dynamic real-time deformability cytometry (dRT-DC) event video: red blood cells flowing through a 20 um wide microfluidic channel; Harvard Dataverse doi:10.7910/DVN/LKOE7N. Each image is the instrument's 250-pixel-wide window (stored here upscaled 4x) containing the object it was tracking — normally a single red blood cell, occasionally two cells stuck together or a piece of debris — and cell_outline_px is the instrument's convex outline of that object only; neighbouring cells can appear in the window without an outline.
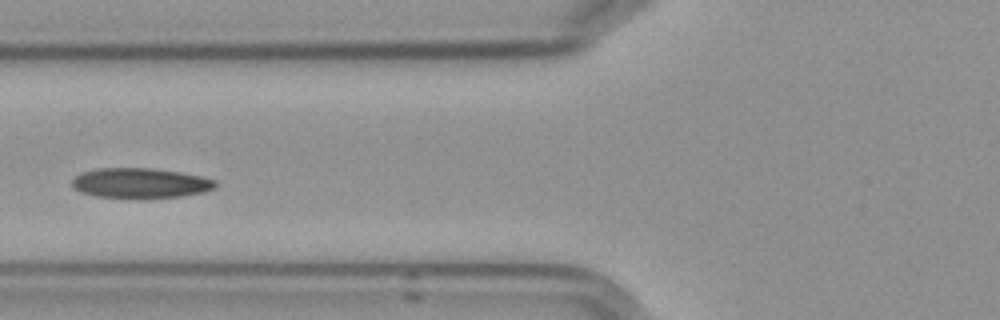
{"species": "Egyptian fruit bat (a non-hibernating species)", "species_latin": "Rousettus aegyptiacus", "temperature_condition": "cold", "stored_images_in_passage": 9, "camera_frame_rate_fps": 3000, "um_per_image_px": 0.085, "frame": {"image": 1, "passage_image": 8, "time_ms": 8.333, "image_size_px": [1000, 320], "cell_outline_px": [[216, 188], [204, 192], [180, 196], [140, 200], [96, 196], [80, 192], [72, 184], [72, 180], [76, 176], [84, 172], [100, 168], [148, 168], [180, 172], [200, 176], [216, 180]], "centroid_in_image_um": [11.95, 15.59], "position_along_channel_um": 113.8, "area_um2": 25.43}}
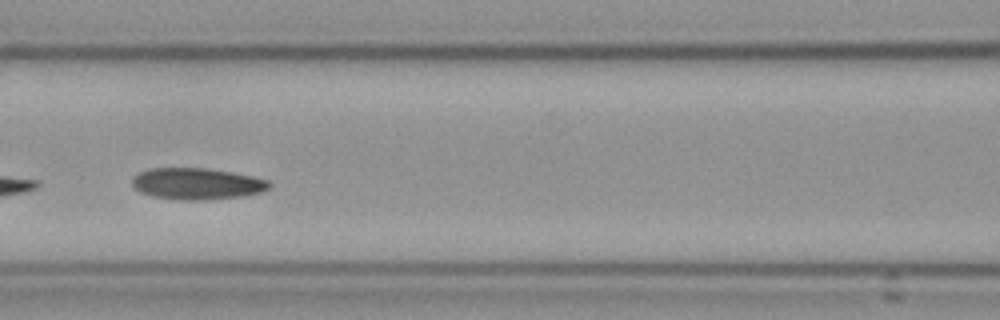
{"frame": {"image": 2, "passage_image": 9, "time_ms": 9.333, "image_size_px": [1000, 320], "cell_outline_px": [[272, 184], [264, 192], [244, 196], [208, 200], [180, 200], [152, 196], [140, 192], [132, 184], [132, 176], [148, 168], [204, 168], [232, 172], [252, 176], [268, 180]], "centroid_in_image_um": [16.75, 15.62], "position_along_channel_um": 149.8, "area_um2": 25.37}}